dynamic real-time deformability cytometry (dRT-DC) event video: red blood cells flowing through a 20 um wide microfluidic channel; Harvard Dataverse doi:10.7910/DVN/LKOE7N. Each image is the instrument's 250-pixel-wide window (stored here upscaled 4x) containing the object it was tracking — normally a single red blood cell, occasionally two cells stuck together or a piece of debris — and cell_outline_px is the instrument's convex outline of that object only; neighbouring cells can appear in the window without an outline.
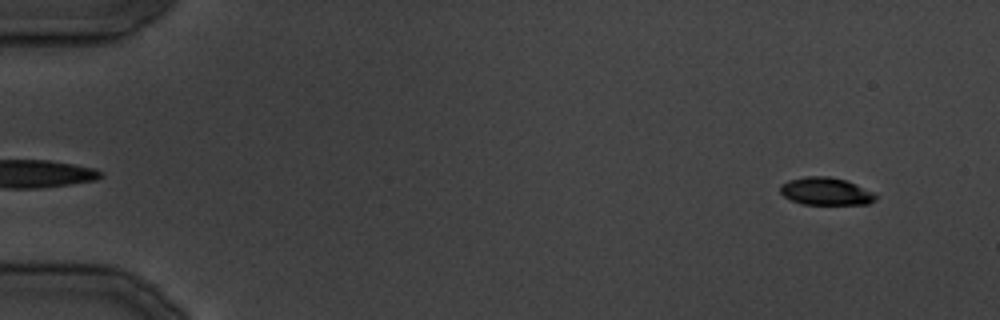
{"species": "common noctule bat (a hibernating species)", "species_latin": "Nyctalus noctula", "temperature_condition": "cold", "stored_images_in_passage": 35, "camera_frame_rate_fps": 3000, "um_per_image_px": 0.085, "animal": {"sex": "male", "body_mass_g": 19.5, "forearm_length_mm": 54.6}, "frame": {"image": 1, "passage_image": 3, "time_ms": 2.0, "image_size_px": [1000, 320], "cell_outline_px": [[880, 196], [876, 200], [868, 204], [800, 204], [784, 196], [780, 192], [780, 184], [788, 180], [804, 176], [828, 176], [844, 180], [856, 184]], "centroid_in_image_um": [70.19, 16.26], "position_along_channel_um": 14.8, "area_um2": 15.43}}
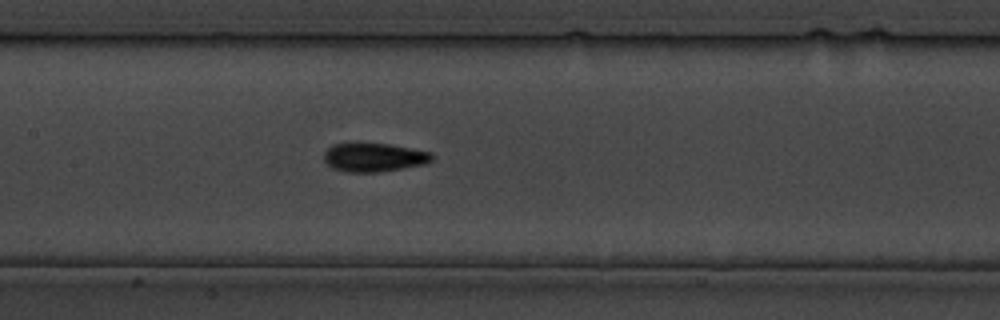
{"frame": {"image": 2, "passage_image": 18, "time_ms": 20.0, "image_size_px": [1000, 320], "cell_outline_px": [[432, 160], [424, 164], [376, 172], [344, 172], [332, 168], [324, 160], [324, 152], [332, 144], [348, 140], [356, 140], [392, 144], [432, 152]], "centroid_in_image_um": [31.7, 13.31], "position_along_channel_um": 175.7, "area_um2": 18.84}}
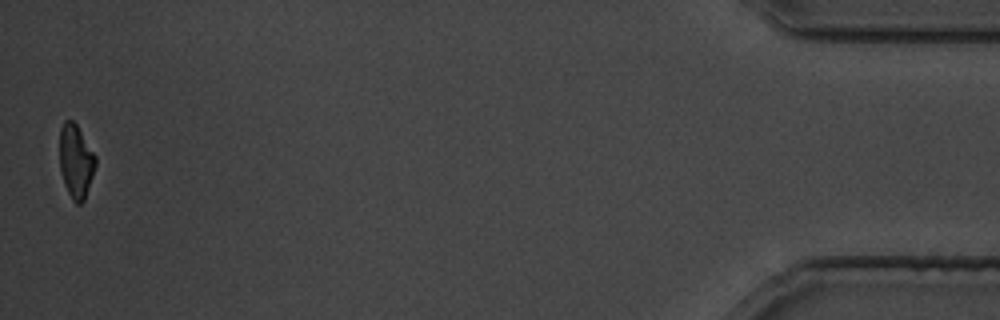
{"frame": {"image": 3, "passage_image": 35, "time_ms": 41.333, "image_size_px": [1000, 320], "cell_outline_px": [[96, 164], [84, 200], [80, 204], [76, 204], [72, 200], [64, 184], [60, 168], [60, 128], [64, 120], [72, 120], [76, 124], [96, 156]], "centroid_in_image_um": [6.44, 13.7], "position_along_channel_um": 428.8, "area_um2": 15.26}}